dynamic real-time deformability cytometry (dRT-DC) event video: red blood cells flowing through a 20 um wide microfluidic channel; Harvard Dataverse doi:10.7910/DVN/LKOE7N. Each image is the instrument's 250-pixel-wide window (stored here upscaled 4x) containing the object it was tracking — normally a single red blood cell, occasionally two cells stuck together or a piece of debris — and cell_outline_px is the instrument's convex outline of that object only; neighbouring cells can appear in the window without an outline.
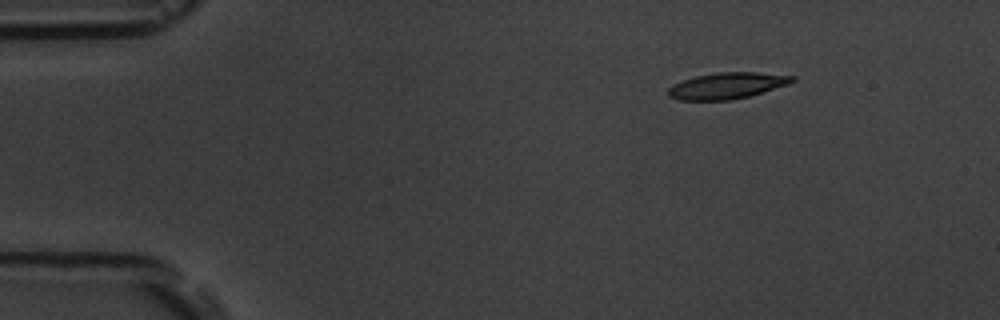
{"species": "common noctule bat (a hibernating species)", "species_latin": "Nyctalus noctula", "temperature_condition": "room temperature", "stored_images_in_passage": 6, "camera_frame_rate_fps": 3000, "um_per_image_px": 0.085, "animal": {"sex": "male", "body_mass_g": 19.5, "forearm_length_mm": 54.6}, "frame": {"image": 1, "passage_image": 1, "time_ms": 0.0, "image_size_px": [1000, 320], "cell_outline_px": [[796, 80], [788, 84], [748, 96], [732, 100], [680, 100], [668, 96], [668, 88], [672, 84], [696, 76], [716, 72], [756, 72], [796, 76]], "centroid_in_image_um": [61.79, 7.28], "position_along_channel_um": 23.2, "area_um2": 18.9}}
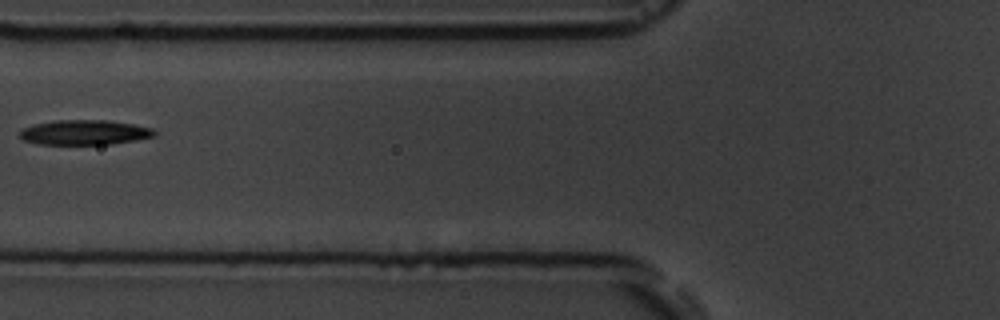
{"frame": {"image": 2, "passage_image": 5, "time_ms": 4.667, "image_size_px": [1000, 320], "cell_outline_px": [[156, 136], [136, 140], [112, 144], [36, 144], [24, 140], [20, 136], [20, 132], [24, 128], [36, 124], [56, 120], [108, 120], [132, 124], [152, 128], [156, 132]], "centroid_in_image_um": [7.22, 11.26], "position_along_channel_um": 118.6, "area_um2": 19.42}}
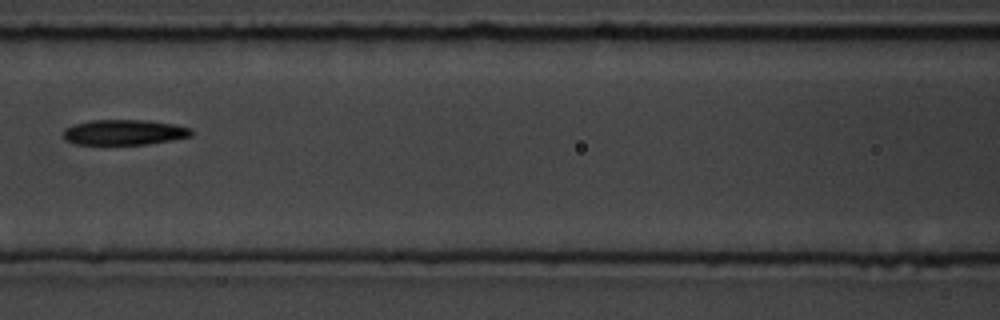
{"frame": {"image": 3, "passage_image": 6, "time_ms": 5.667, "image_size_px": [1000, 320], "cell_outline_px": [[192, 136], [172, 140], [148, 144], [76, 144], [64, 140], [64, 128], [72, 124], [92, 120], [148, 120], [176, 124], [192, 128]], "centroid_in_image_um": [10.57, 11.24], "position_along_channel_um": 156.0, "area_um2": 19.07}}